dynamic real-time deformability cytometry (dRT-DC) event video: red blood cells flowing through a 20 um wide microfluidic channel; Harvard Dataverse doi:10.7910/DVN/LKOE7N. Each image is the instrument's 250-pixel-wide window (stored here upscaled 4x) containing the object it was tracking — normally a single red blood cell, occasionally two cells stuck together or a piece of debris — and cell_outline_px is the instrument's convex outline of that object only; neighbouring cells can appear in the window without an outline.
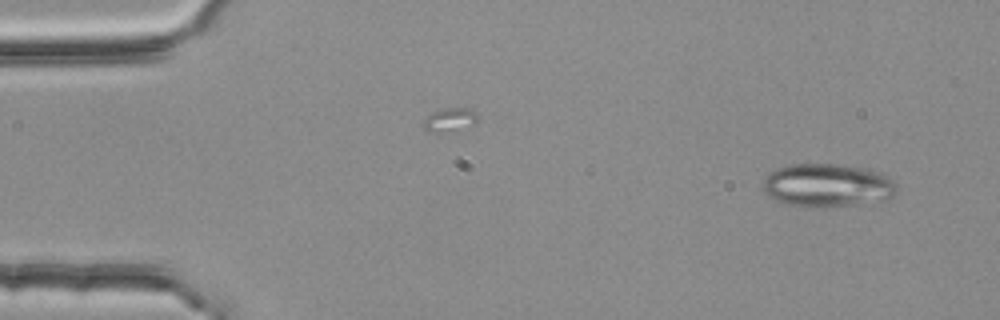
{"species": "common noctule bat (a hibernating species)", "species_latin": "Nyctalus noctula", "temperature_condition": "room temperature", "stored_images_in_passage": 3, "camera_frame_rate_fps": 3000, "um_per_image_px": 0.085, "animal": {"sex": "female", "body_mass_g": 25.1}, "frame": {"image": 1, "passage_image": 3, "time_ms": 0.667, "image_size_px": [1000, 320], "cell_outline_px": [[896, 192], [888, 200], [824, 208], [816, 208], [784, 204], [768, 196], [764, 192], [764, 180], [768, 172], [776, 168], [788, 164], [836, 164], [864, 168], [888, 176], [896, 184]], "centroid_in_image_um": [70.3, 15.77], "position_along_channel_um": 14.7, "area_um2": 34.04}}